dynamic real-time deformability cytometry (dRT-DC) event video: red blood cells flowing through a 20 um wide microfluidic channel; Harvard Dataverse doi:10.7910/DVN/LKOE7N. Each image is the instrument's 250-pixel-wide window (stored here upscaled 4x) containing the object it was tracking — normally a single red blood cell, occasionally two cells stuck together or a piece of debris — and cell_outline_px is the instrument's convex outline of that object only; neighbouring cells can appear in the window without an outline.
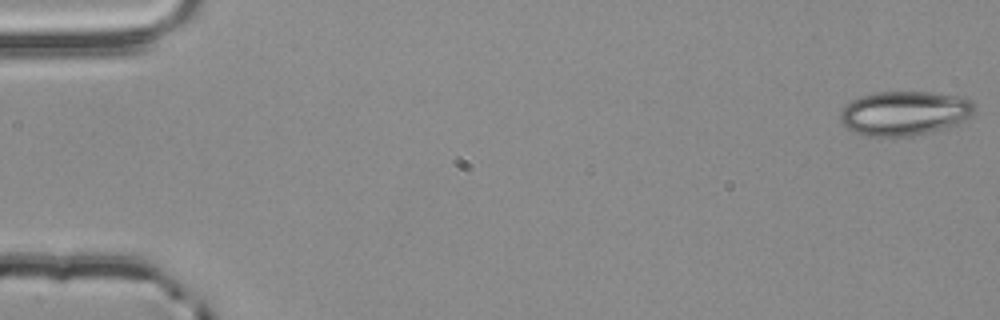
{"species": "common noctule bat (a hibernating species)", "species_latin": "Nyctalus noctula", "temperature_condition": "room temperature", "stored_images_in_passage": 54, "camera_frame_rate_fps": 3000, "um_per_image_px": 0.085, "animal": {"sex": "male", "body_mass_g": 20.4}, "frame": {"image": 1, "passage_image": 1, "time_ms": 0.0, "image_size_px": [1000, 320], "cell_outline_px": [[976, 108], [964, 120], [952, 128], [912, 136], [864, 136], [848, 128], [840, 120], [840, 112], [852, 100], [860, 96], [876, 92], [932, 92], [956, 96], [972, 100], [976, 104]], "centroid_in_image_um": [76.92, 9.63], "position_along_channel_um": 8.1, "area_um2": 34.85}}
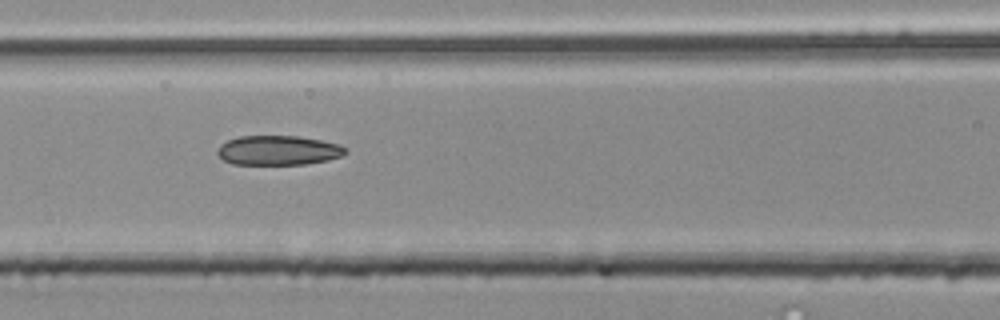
{"frame": {"image": 2, "passage_image": 24, "time_ms": 7.667, "image_size_px": [1000, 320], "cell_outline_px": [[348, 152], [340, 156], [328, 160], [304, 164], [232, 164], [224, 160], [216, 152], [220, 144], [228, 140], [240, 136], [300, 136], [340, 144]], "centroid_in_image_um": [23.64, 12.77], "position_along_channel_um": 143.0, "area_um2": 21.96}}
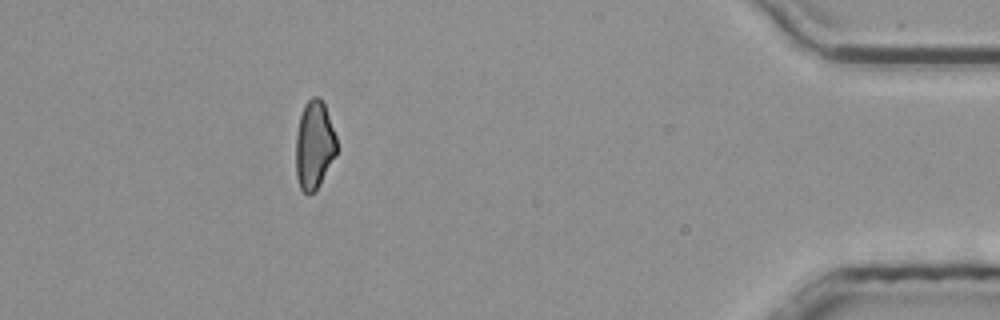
{"frame": {"image": 3, "passage_image": 49, "time_ms": 16.0, "image_size_px": [1000, 320], "cell_outline_px": [[336, 156], [316, 192], [308, 196], [300, 188], [296, 176], [296, 136], [300, 116], [304, 104], [312, 96], [320, 96], [324, 104], [336, 136]], "centroid_in_image_um": [26.71, 12.37], "position_along_channel_um": 408.5, "area_um2": 21.27}, "authors_computed_cell_mechanics": {"area_um2": 22.4553, "velocity_mm_per_s": 3.8727, "shape_relaxation_time_tau1_ms": null, "shape_relaxation_time_tau2_ms": 4.0838, "deformation_change_tau1": null, "deformation_change_tau2": 0.1136}}